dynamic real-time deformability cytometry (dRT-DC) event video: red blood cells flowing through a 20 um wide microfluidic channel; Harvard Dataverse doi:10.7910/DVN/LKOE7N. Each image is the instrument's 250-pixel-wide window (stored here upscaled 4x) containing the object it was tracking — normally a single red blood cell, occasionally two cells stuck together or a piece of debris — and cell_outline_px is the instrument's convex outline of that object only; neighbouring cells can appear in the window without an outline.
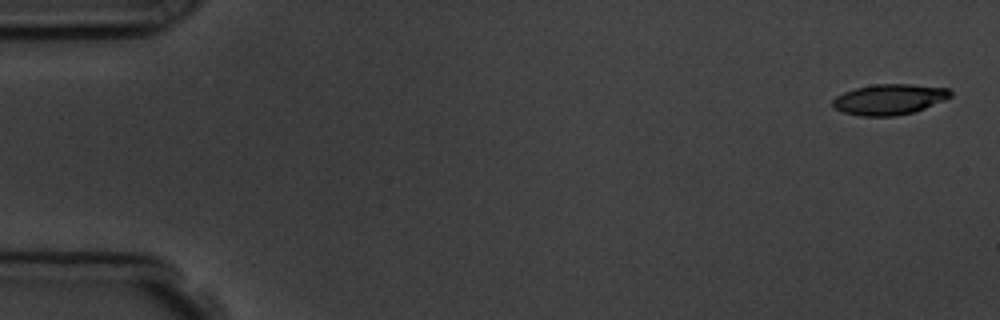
{"species": "common noctule bat (a hibernating species)", "species_latin": "Nyctalus noctula", "temperature_condition": "room temperature", "stored_images_in_passage": 4, "camera_frame_rate_fps": 3000, "um_per_image_px": 0.085, "animal": {"sex": "male", "body_mass_g": 19.5, "forearm_length_mm": 54.6}, "frame": {"image": 1, "passage_image": 1, "time_ms": 0.0, "image_size_px": [1000, 320], "cell_outline_px": [[952, 96], [944, 100], [924, 108], [912, 112], [892, 116], [860, 116], [844, 112], [836, 108], [832, 104], [832, 100], [836, 96], [844, 92], [856, 88], [876, 84], [912, 84], [948, 88], [952, 92]], "centroid_in_image_um": [75.6, 8.44], "position_along_channel_um": 9.4, "area_um2": 20.81}}